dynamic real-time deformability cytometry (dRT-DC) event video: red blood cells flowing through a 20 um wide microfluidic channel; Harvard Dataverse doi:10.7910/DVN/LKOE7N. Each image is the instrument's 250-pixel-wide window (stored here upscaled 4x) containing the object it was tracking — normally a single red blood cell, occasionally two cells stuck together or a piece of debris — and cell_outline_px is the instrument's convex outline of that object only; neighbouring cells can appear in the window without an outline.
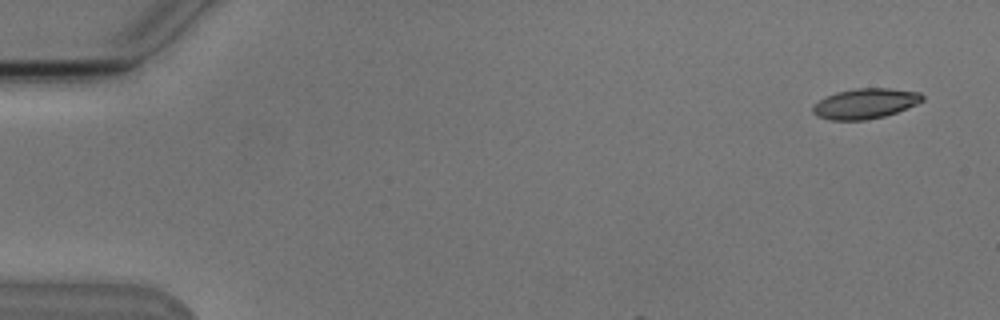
{"species": "Egyptian fruit bat (a non-hibernating species)", "species_latin": "Rousettus aegyptiacus", "temperature_condition": "cold", "stored_images_in_passage": 4, "camera_frame_rate_fps": 3000, "um_per_image_px": 0.085, "animal": {"sex": "male"}, "frame": {"image": 1, "passage_image": 1, "time_ms": 0.0, "image_size_px": [1000, 320], "cell_outline_px": [[924, 100], [916, 104], [896, 112], [884, 116], [864, 120], [828, 120], [816, 116], [812, 112], [812, 104], [824, 96], [836, 92], [856, 88], [888, 88], [920, 92], [924, 96]], "centroid_in_image_um": [73.49, 8.8], "position_along_channel_um": 11.5, "area_um2": 19.48}}